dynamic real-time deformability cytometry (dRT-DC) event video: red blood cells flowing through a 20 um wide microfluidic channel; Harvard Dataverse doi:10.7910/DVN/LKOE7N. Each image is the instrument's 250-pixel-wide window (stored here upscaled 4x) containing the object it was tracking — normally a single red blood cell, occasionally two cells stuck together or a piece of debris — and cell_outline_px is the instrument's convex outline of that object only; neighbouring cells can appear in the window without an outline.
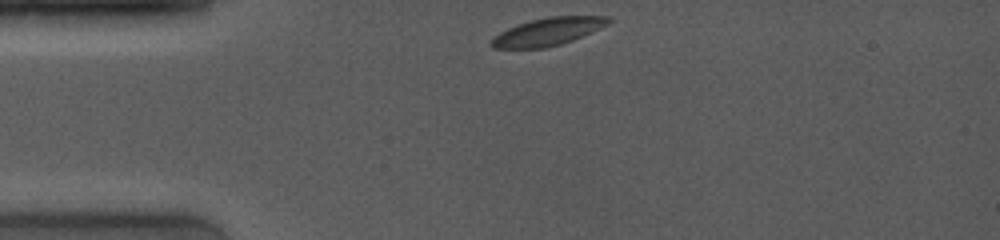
{"species": "common noctule bat (a hibernating species)", "species_latin": "Nyctalus noctula", "temperature_condition": "room temperature", "stored_images_in_passage": 43, "camera_frame_rate_fps": 4000, "um_per_image_px": 0.085, "animal": {"sex": "female", "body_mass_g": 19.0, "forearm_length_mm": 53.3}, "frame": {"image": 1, "passage_image": 1, "time_ms": 0.0, "image_size_px": [1000, 240], "cell_outline_px": [[612, 20], [608, 24], [600, 28], [572, 40], [560, 44], [544, 48], [492, 48], [488, 44], [492, 36], [508, 28], [532, 20], [548, 16], [612, 16]], "centroid_in_image_um": [46.55, 2.69], "position_along_channel_um": 38.5, "area_um2": 18.84}}
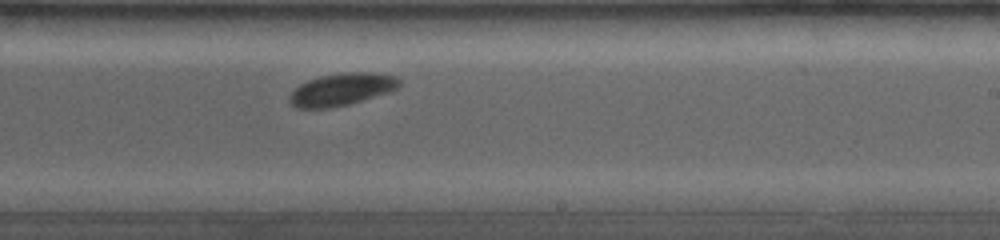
{"frame": {"image": 2, "passage_image": 25, "time_ms": 6.5, "image_size_px": [1000, 240], "cell_outline_px": [[400, 84], [396, 88], [388, 92], [348, 104], [328, 108], [296, 108], [288, 100], [288, 96], [300, 84], [308, 80], [320, 76], [344, 72], [372, 72], [396, 76], [400, 80]], "centroid_in_image_um": [29.02, 7.59], "position_along_channel_um": 260.0, "area_um2": 20.52}}
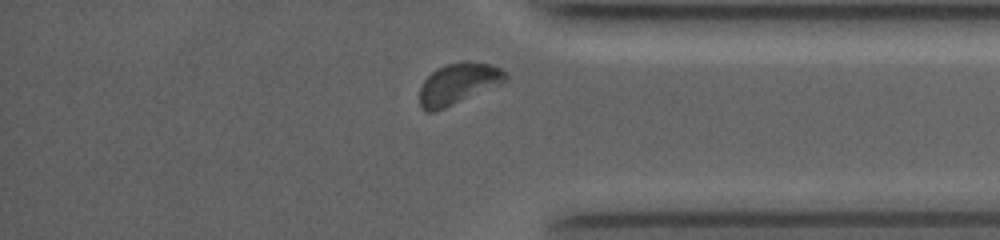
{"frame": {"image": 3, "passage_image": 39, "time_ms": 10.0, "image_size_px": [1000, 240], "cell_outline_px": [[508, 80], [444, 108], [432, 112], [428, 112], [420, 108], [420, 88], [424, 80], [436, 68], [444, 64], [460, 60], [468, 60], [488, 64], [500, 68], [508, 72]], "centroid_in_image_um": [38.94, 7.08], "position_along_channel_um": 396.3, "area_um2": 20.58}, "authors_computed_cell_mechanics": {"area_um2": 20.2878, "velocity_mm_per_s": 3.9061, "shape_relaxation_time_tau1_ms": 1.4556, "shape_relaxation_time_tau2_ms": null, "deformation_change_tau1": 0.1022, "deformation_change_tau2": null}}